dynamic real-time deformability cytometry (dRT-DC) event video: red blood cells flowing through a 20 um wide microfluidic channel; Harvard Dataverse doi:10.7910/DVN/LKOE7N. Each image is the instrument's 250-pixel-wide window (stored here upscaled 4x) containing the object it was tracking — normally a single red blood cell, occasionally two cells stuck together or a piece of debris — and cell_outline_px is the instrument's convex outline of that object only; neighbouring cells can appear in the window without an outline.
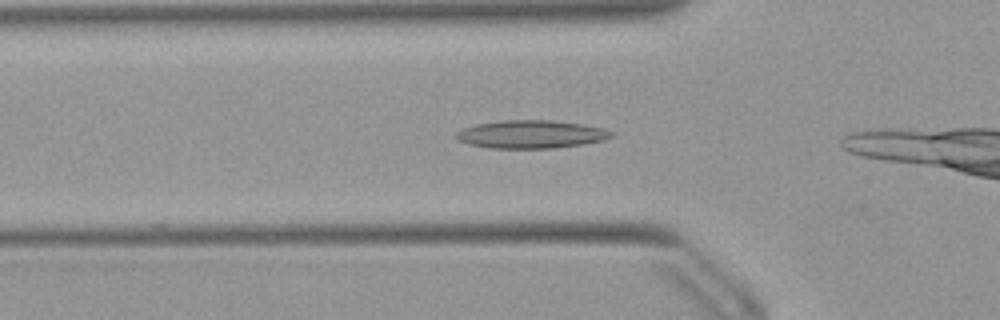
{"species": "Egyptian fruit bat (a non-hibernating species)", "species_latin": "Rousettus aegyptiacus", "temperature_condition": "warm", "stored_images_in_passage": 29, "camera_frame_rate_fps": 3000, "um_per_image_px": 0.085, "animal": {"sex": "female"}, "frame": {"image": 1, "passage_image": 3, "time_ms": 0.667, "image_size_px": [1000, 320], "cell_outline_px": [[616, 136], [604, 140], [584, 144], [552, 148], [492, 148], [468, 144], [456, 140], [456, 132], [464, 128], [476, 124], [504, 120], [552, 120], [580, 124], [604, 128], [612, 132]], "centroid_in_image_um": [45.15, 11.41], "position_along_channel_um": 80.6, "area_um2": 25.37}}
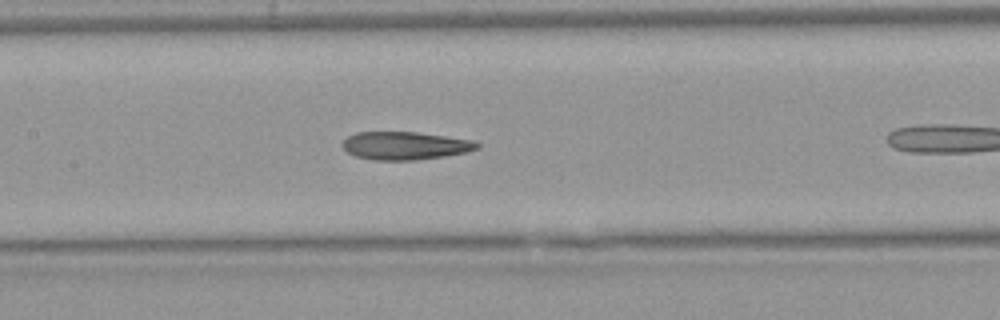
{"frame": {"image": 2, "passage_image": 10, "time_ms": 3.0, "image_size_px": [1000, 320], "cell_outline_px": [[480, 148], [464, 152], [444, 156], [412, 160], [372, 160], [356, 156], [348, 152], [340, 144], [348, 136], [356, 132], [416, 132], [472, 140], [480, 144]], "centroid_in_image_um": [34.4, 12.38], "position_along_channel_um": 173.0, "area_um2": 21.79}}
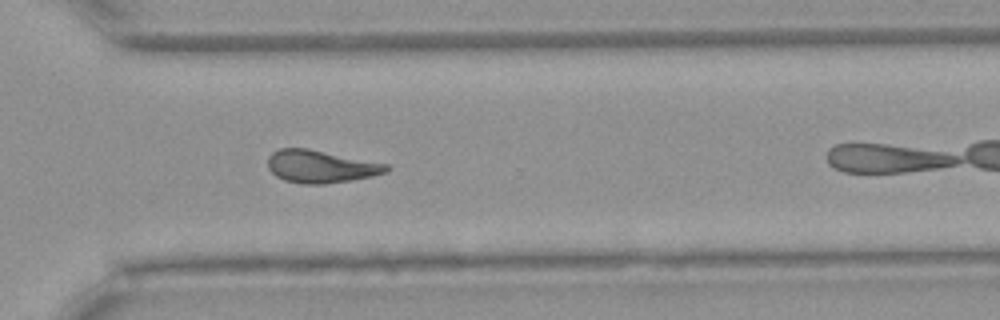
{"frame": {"image": 3, "passage_image": 23, "time_ms": 7.333, "image_size_px": [1000, 320], "cell_outline_px": [[392, 168], [388, 172], [372, 176], [352, 180], [324, 184], [304, 184], [284, 180], [276, 176], [268, 168], [268, 156], [272, 152], [280, 148], [308, 148], [388, 164]], "centroid_in_image_um": [27.28, 14.15], "position_along_channel_um": 343.3, "area_um2": 22.66}, "authors_computed_cell_mechanics": {"area_um2": 22.6576, "velocity_mm_per_s": 3.9384, "shape_relaxation_time_tau1_ms": null, "shape_relaxation_time_tau2_ms": 2.9148, "deformation_change_tau1": null, "deformation_change_tau2": 0.1211}}